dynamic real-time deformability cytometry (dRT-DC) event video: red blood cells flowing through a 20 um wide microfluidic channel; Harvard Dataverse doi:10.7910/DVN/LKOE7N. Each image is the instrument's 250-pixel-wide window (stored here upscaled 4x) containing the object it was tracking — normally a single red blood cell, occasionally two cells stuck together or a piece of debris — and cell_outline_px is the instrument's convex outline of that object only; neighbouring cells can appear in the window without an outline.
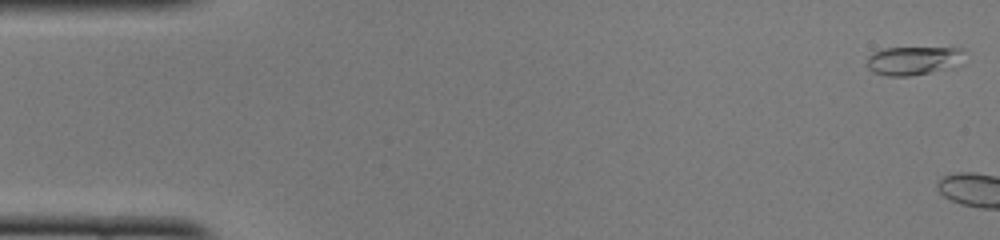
{"species": "common noctule bat (a hibernating species)", "species_latin": "Nyctalus noctula", "temperature_condition": "cold", "stored_images_in_passage": 3, "camera_frame_rate_fps": 3000, "um_per_image_px": 0.085, "animal": {"sex": "female", "body_mass_g": 22.0, "forearm_length_mm": 56.7}, "frame": {"image": 1, "passage_image": 1, "time_ms": 0.0, "image_size_px": [1000, 240], "cell_outline_px": [[964, 48], [960, 52], [928, 72], [908, 76], [888, 76], [872, 72], [868, 68], [868, 56], [872, 52], [884, 48]], "centroid_in_image_um": [77.23, 5.13], "position_along_channel_um": 7.8, "area_um2": 14.39}}